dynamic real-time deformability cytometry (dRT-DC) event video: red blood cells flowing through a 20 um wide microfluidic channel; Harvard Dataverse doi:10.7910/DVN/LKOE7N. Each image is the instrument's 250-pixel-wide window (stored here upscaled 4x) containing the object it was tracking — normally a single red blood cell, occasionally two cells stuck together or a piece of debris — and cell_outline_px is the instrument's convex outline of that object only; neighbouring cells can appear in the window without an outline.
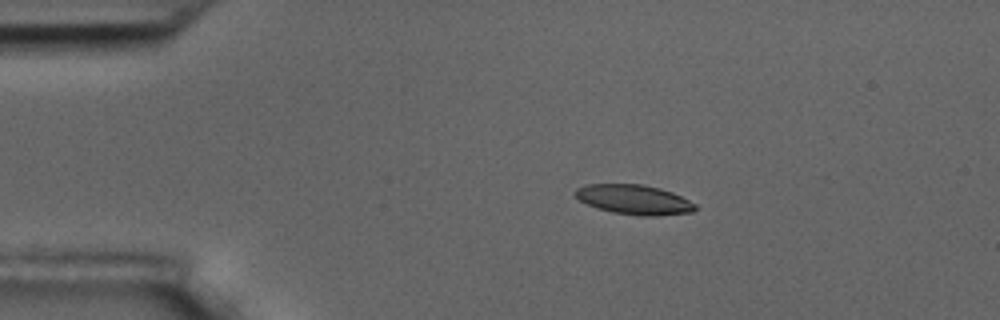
{"species": "common noctule bat (a hibernating species)", "species_latin": "Nyctalus noctula", "temperature_condition": "room temperature", "stored_images_in_passage": 4, "camera_frame_rate_fps": 3000, "um_per_image_px": 0.085, "animal": {"sex": "male", "body_mass_g": 17.5, "forearm_length_mm": 52.3}, "frame": {"image": 1, "passage_image": 3, "time_ms": 2.333, "image_size_px": [1000, 320], "cell_outline_px": [[696, 208], [692, 212], [656, 216], [640, 216], [612, 212], [596, 208], [580, 200], [572, 192], [576, 188], [584, 184], [644, 184], [660, 188], [672, 192], [696, 204]], "centroid_in_image_um": [53.87, 16.96], "position_along_channel_um": 31.1, "area_um2": 20.87}}